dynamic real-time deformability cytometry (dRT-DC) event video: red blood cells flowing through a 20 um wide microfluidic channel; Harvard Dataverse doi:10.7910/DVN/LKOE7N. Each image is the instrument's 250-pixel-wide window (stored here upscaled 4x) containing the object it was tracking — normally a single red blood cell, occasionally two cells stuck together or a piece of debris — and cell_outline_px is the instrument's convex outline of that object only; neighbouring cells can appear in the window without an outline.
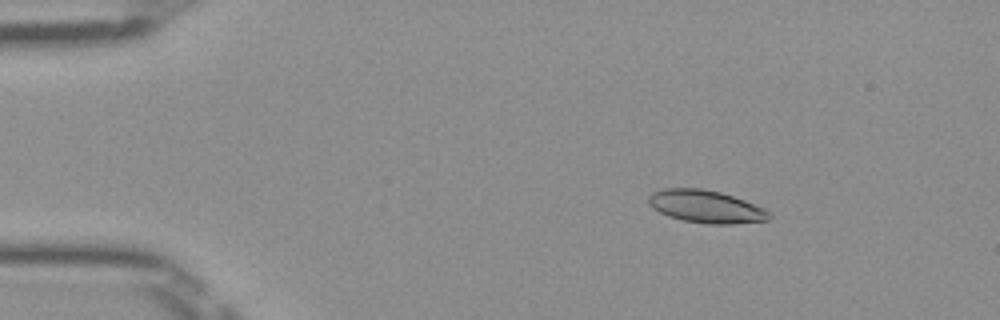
{"species": "Egyptian fruit bat (a non-hibernating species)", "species_latin": "Rousettus aegyptiacus", "temperature_condition": "room temperature", "stored_images_in_passage": 51, "camera_frame_rate_fps": 3000, "um_per_image_px": 0.085, "frame": {"image": 1, "passage_image": 8, "time_ms": 2.333, "image_size_px": [1000, 320], "cell_outline_px": [[772, 216], [768, 220], [732, 224], [708, 224], [684, 220], [668, 216], [652, 208], [648, 204], [648, 196], [652, 192], [664, 188], [700, 188], [720, 192], [744, 200], [764, 208], [772, 212]], "centroid_in_image_um": [60.0, 17.56], "position_along_channel_um": 25.0, "area_um2": 23.0}}
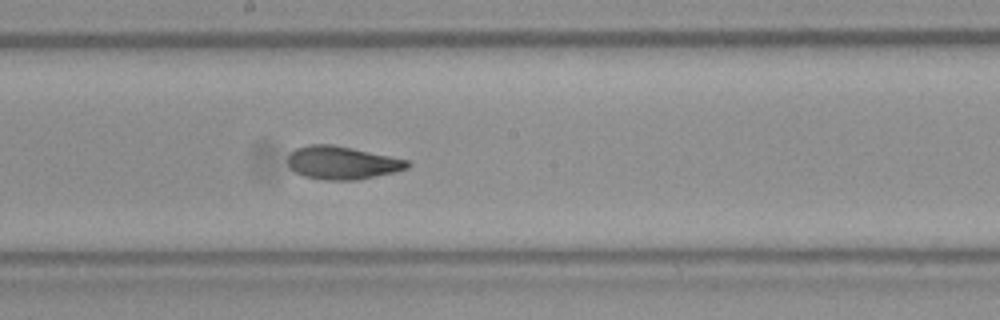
{"frame": {"image": 2, "passage_image": 28, "time_ms": 9.0, "image_size_px": [1000, 320], "cell_outline_px": [[412, 164], [408, 168], [396, 172], [356, 180], [324, 180], [304, 176], [296, 172], [288, 164], [288, 152], [296, 148], [308, 144], [332, 144], [352, 148], [408, 160]], "centroid_in_image_um": [29.08, 13.83], "position_along_channel_um": 219.1, "area_um2": 23.12}}
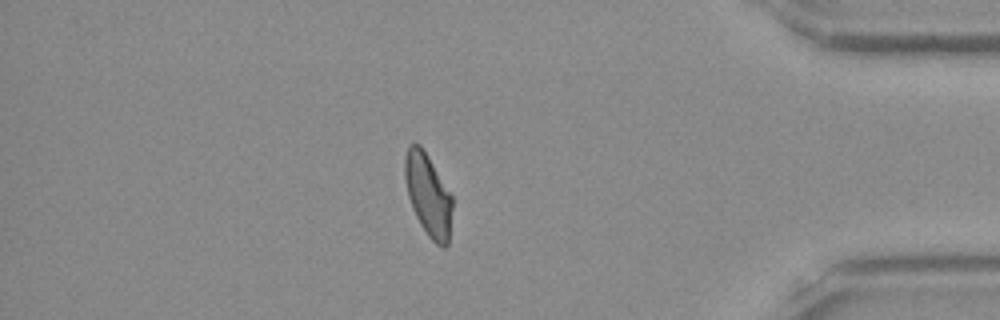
{"frame": {"image": 3, "passage_image": 44, "time_ms": 14.333, "image_size_px": [1000, 320], "cell_outline_px": [[452, 208], [448, 244], [444, 248], [436, 244], [428, 236], [420, 224], [412, 208], [408, 196], [404, 176], [404, 156], [408, 144], [420, 144], [452, 196]], "centroid_in_image_um": [36.37, 16.57], "position_along_channel_um": 398.8, "area_um2": 22.6}, "authors_computed_cell_mechanics": {"area_um2": 23.0044, "velocity_mm_per_s": 4.0168, "shape_relaxation_time_tau1_ms": 5.8338, "shape_relaxation_time_tau2_ms": 1.397, "deformation_change_tau1": 0.1549, "deformation_change_tau2": 0.0713}}